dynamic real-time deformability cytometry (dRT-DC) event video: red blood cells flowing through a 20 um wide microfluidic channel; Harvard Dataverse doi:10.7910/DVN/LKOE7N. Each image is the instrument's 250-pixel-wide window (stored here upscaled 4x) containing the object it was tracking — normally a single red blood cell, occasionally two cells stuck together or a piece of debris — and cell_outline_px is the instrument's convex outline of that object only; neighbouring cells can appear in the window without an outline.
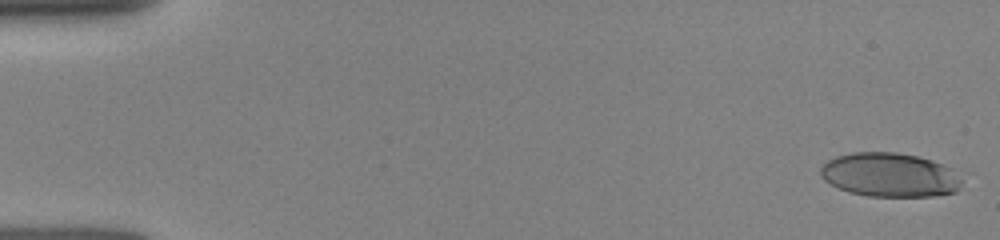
{"species": "human", "species_latin": "Homo sapiens", "temperature_condition": "room temperature", "stored_images_in_passage": 29, "camera_frame_rate_fps": 3000, "um_per_image_px": 0.085, "donor": {"sex": "female"}, "frame": {"image": 1, "passage_image": 1, "time_ms": 0.0, "image_size_px": [1000, 240], "cell_outline_px": [[960, 188], [956, 192], [936, 196], [868, 196], [848, 192], [824, 180], [820, 176], [820, 168], [828, 160], [836, 156], [852, 152], [896, 152], [916, 156], [932, 160], [952, 168], [960, 172]], "centroid_in_image_um": [75.65, 14.86], "position_along_channel_um": 9.3, "area_um2": 36.47}}
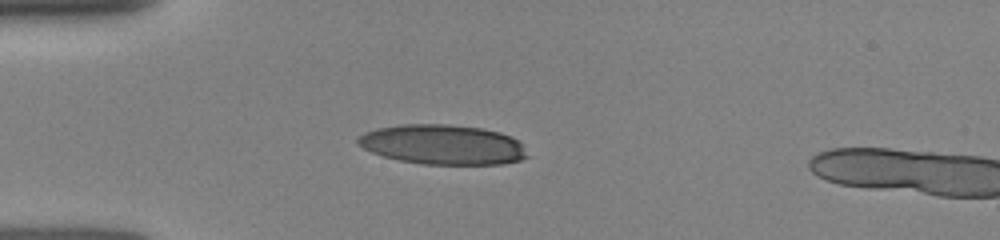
{"frame": {"image": 2, "passage_image": 25, "time_ms": 4.0, "image_size_px": [1000, 240], "cell_outline_px": [[528, 156], [520, 160], [500, 164], [420, 164], [400, 160], [384, 156], [372, 152], [356, 144], [356, 140], [364, 132], [380, 128], [400, 124], [448, 124], [480, 128], [500, 132], [512, 136], [524, 144]], "centroid_in_image_um": [37.66, 12.29], "position_along_channel_um": 47.3, "area_um2": 39.36}}